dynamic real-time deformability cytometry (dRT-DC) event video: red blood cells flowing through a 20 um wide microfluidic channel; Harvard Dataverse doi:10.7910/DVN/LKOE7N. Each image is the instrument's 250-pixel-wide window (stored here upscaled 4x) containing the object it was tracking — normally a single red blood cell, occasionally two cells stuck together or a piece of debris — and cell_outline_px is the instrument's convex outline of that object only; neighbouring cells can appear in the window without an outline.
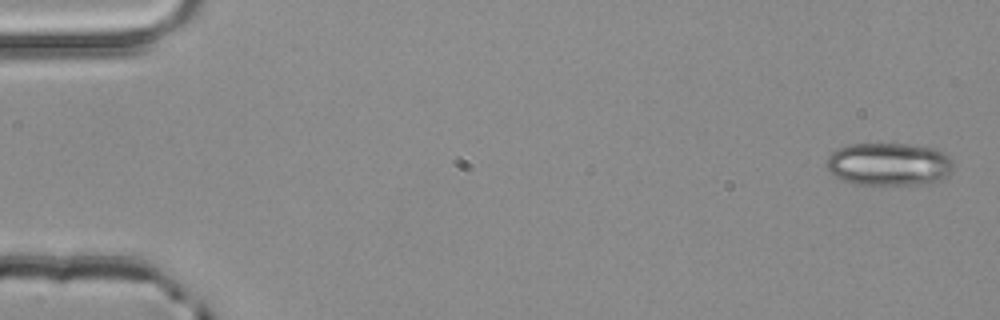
{"species": "common noctule bat (a hibernating species)", "species_latin": "Nyctalus noctula", "temperature_condition": "room temperature", "stored_images_in_passage": 4, "camera_frame_rate_fps": 3000, "um_per_image_px": 0.085, "animal": {"sex": "male", "body_mass_g": 20.4}, "frame": {"image": 1, "passage_image": 1, "time_ms": 0.0, "image_size_px": [1000, 320], "cell_outline_px": [[952, 168], [948, 176], [940, 180], [928, 184], [856, 184], [844, 180], [836, 176], [824, 164], [828, 156], [832, 152], [848, 144], [908, 144], [932, 148], [948, 156], [952, 160]], "centroid_in_image_um": [75.55, 13.96], "position_along_channel_um": 9.4, "area_um2": 31.5}}